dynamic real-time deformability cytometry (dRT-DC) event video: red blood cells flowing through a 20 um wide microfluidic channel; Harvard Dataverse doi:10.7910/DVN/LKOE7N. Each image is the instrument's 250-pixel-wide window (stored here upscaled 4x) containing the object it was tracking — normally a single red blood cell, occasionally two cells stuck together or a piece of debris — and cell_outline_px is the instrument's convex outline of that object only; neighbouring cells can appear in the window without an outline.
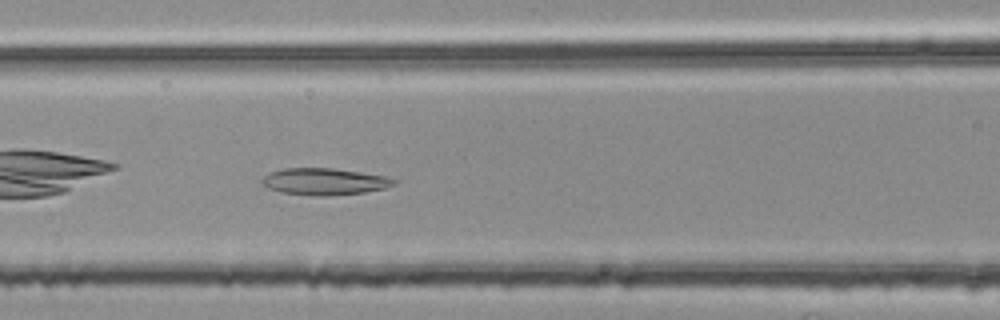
{"species": "common noctule bat (a hibernating species)", "species_latin": "Nyctalus noctula", "temperature_condition": "room temperature", "stored_images_in_passage": 38, "camera_frame_rate_fps": 3000, "um_per_image_px": 0.085, "animal": {"sex": "female", "body_mass_g": 25.1}, "frame": {"image": 1, "passage_image": 9, "time_ms": 2.667, "image_size_px": [1000, 320], "cell_outline_px": [[396, 184], [384, 188], [364, 192], [328, 196], [320, 196], [280, 192], [268, 188], [260, 180], [264, 176], [272, 172], [284, 168], [332, 168], [384, 176], [396, 180]], "centroid_in_image_um": [27.56, 15.43], "position_along_channel_um": 139.0, "area_um2": 20.29}}
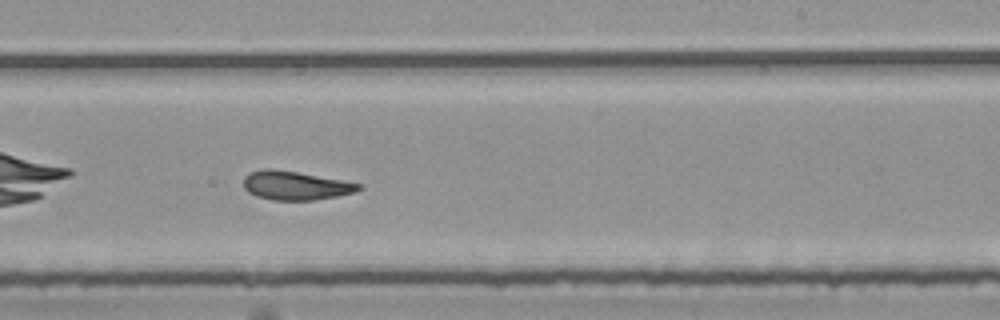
{"frame": {"image": 2, "passage_image": 19, "time_ms": 6.0, "image_size_px": [1000, 320], "cell_outline_px": [[364, 188], [356, 192], [336, 196], [312, 200], [272, 200], [256, 196], [248, 192], [244, 188], [244, 176], [248, 172], [264, 168], [272, 168], [296, 172], [364, 184]], "centroid_in_image_um": [25.11, 15.76], "position_along_channel_um": 263.9, "area_um2": 19.42}}
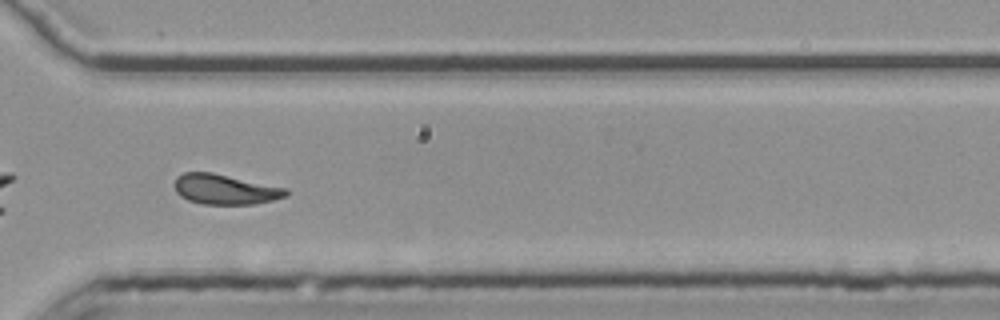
{"frame": {"image": 3, "passage_image": 26, "time_ms": 8.333, "image_size_px": [1000, 320], "cell_outline_px": [[288, 196], [256, 204], [200, 204], [188, 200], [180, 196], [176, 192], [172, 184], [176, 176], [184, 172], [212, 172], [288, 188]], "centroid_in_image_um": [19.1, 16.09], "position_along_channel_um": 351.5, "area_um2": 19.88}, "authors_computed_cell_mechanics": {"area_um2": 19.8254, "velocity_mm_per_s": 3.759, "shape_relaxation_time_tau1_ms": null, "shape_relaxation_time_tau2_ms": 2.2141, "deformation_change_tau1": null, "deformation_change_tau2": 0.0955}}